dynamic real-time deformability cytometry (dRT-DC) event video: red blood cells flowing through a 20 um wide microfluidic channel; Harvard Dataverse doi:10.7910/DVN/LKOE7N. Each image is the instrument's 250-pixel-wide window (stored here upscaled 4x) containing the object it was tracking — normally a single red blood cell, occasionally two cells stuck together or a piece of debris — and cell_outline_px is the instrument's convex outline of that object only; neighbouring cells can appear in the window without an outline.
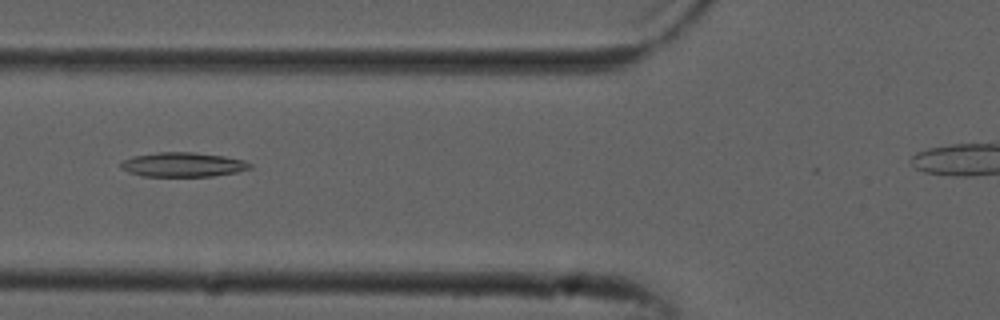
{"species": "common noctule bat (a hibernating species)", "species_latin": "Nyctalus noctula", "temperature_condition": "cold", "stored_images_in_passage": 31, "camera_frame_rate_fps": 3000, "um_per_image_px": 0.085, "animal": {"sex": "male", "forearm_length_mm": 52.5}, "frame": {"image": 1, "passage_image": 4, "time_ms": 1.0, "image_size_px": [1000, 320], "cell_outline_px": [[252, 168], [236, 172], [212, 176], [140, 176], [128, 172], [120, 168], [120, 164], [124, 160], [132, 156], [156, 152], [192, 152], [224, 156], [244, 160], [252, 164]], "centroid_in_image_um": [15.53, 13.99], "position_along_channel_um": 110.3, "area_um2": 18.44}}
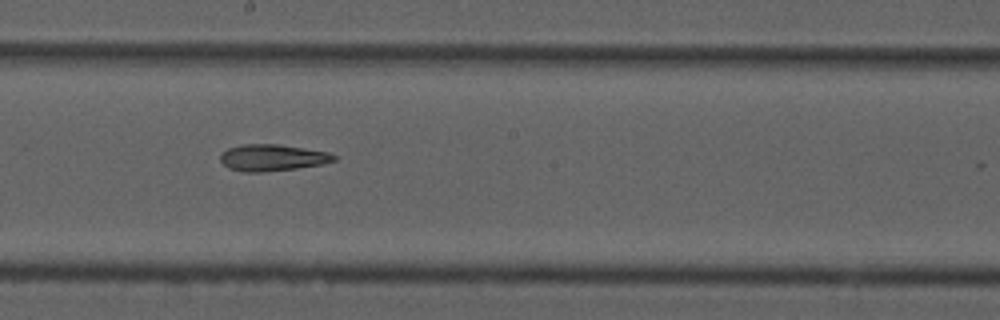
{"frame": {"image": 2, "passage_image": 13, "time_ms": 4.0, "image_size_px": [1000, 320], "cell_outline_px": [[336, 160], [324, 164], [296, 168], [264, 172], [244, 172], [228, 168], [220, 160], [220, 152], [228, 148], [240, 144], [280, 144], [328, 152], [336, 156]], "centroid_in_image_um": [23.12, 13.39], "position_along_channel_um": 225.1, "area_um2": 17.74}}
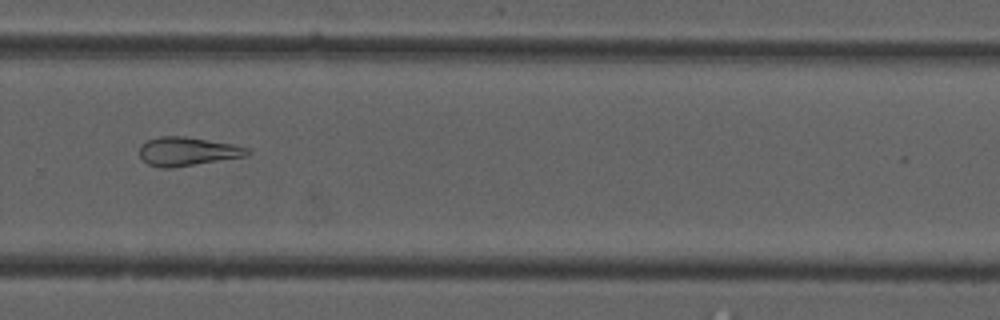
{"frame": {"image": 3, "passage_image": 20, "time_ms": 6.333, "image_size_px": [1000, 320], "cell_outline_px": [[252, 152], [248, 156], [172, 168], [160, 168], [148, 164], [140, 156], [140, 144], [148, 140], [160, 136], [184, 136], [236, 144], [248, 148]], "centroid_in_image_um": [15.97, 12.87], "position_along_channel_um": 313.8, "area_um2": 18.26}, "authors_computed_cell_mechanics": {"area_um2": 17.8024, "velocity_mm_per_s": 3.8192, "shape_relaxation_time_tau1_ms": null, "shape_relaxation_time_tau2_ms": 4.0597, "deformation_change_tau1": null, "deformation_change_tau2": 0.1315}}